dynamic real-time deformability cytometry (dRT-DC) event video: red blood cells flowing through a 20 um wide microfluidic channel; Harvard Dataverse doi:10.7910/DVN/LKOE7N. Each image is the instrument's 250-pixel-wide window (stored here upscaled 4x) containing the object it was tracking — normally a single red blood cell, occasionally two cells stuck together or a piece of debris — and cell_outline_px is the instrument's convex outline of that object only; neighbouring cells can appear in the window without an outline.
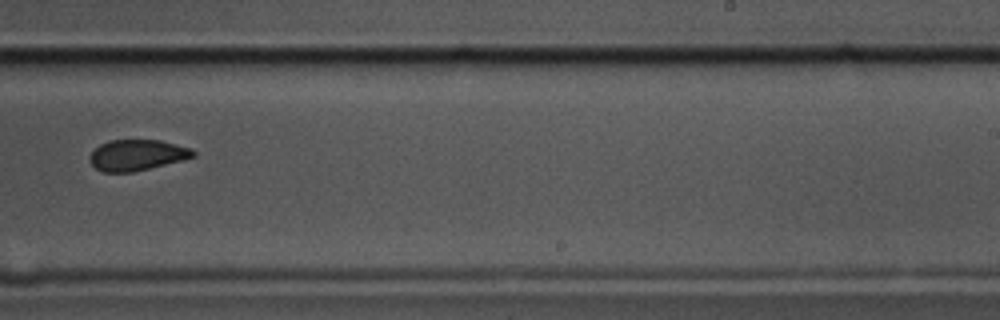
{"species": "common noctule bat (a hibernating species)", "species_latin": "Nyctalus noctula", "temperature_condition": "cold", "stored_images_in_passage": 10, "camera_frame_rate_fps": 3000, "um_per_image_px": 0.085, "animal": {"sex": "male", "body_mass_g": 17.5, "forearm_length_mm": 52.3}, "frame": {"image": 1, "passage_image": 10, "time_ms": 3.0, "image_size_px": [1000, 320], "cell_outline_px": [[196, 156], [132, 172], [104, 172], [96, 168], [88, 160], [88, 156], [100, 144], [108, 140], [160, 140], [192, 148], [196, 152]], "centroid_in_image_um": [11.63, 13.17], "position_along_channel_um": 277.4, "area_um2": 18.5}}